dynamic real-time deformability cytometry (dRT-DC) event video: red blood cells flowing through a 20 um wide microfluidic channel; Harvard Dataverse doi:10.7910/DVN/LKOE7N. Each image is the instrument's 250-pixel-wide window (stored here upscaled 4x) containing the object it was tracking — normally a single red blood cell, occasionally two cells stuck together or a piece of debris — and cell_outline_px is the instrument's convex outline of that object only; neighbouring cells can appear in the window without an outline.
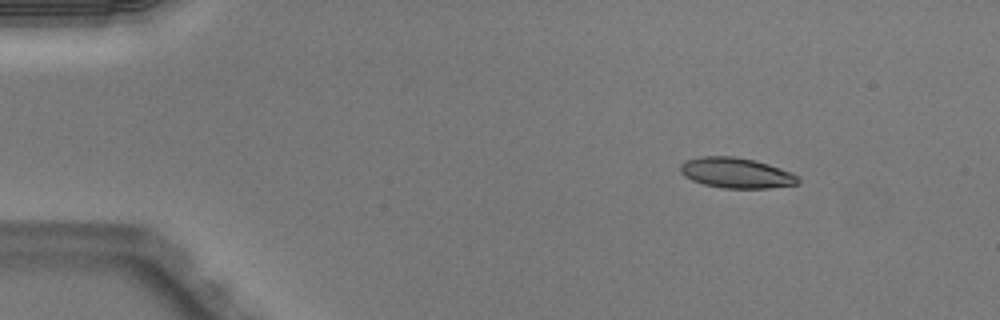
{"species": "Egyptian fruit bat (a non-hibernating species)", "species_latin": "Rousettus aegyptiacus", "temperature_condition": "warm", "stored_images_in_passage": 49, "camera_frame_rate_fps": 3000, "um_per_image_px": 0.085, "animal": {"sex": "male"}, "frame": {"image": 1, "passage_image": 6, "time_ms": 1.667, "image_size_px": [1000, 320], "cell_outline_px": [[800, 184], [768, 188], [724, 188], [704, 184], [692, 180], [684, 176], [680, 172], [680, 164], [684, 160], [700, 156], [732, 156], [752, 160], [768, 164], [792, 172], [800, 176]], "centroid_in_image_um": [62.59, 14.7], "position_along_channel_um": 22.4, "area_um2": 20.98}}
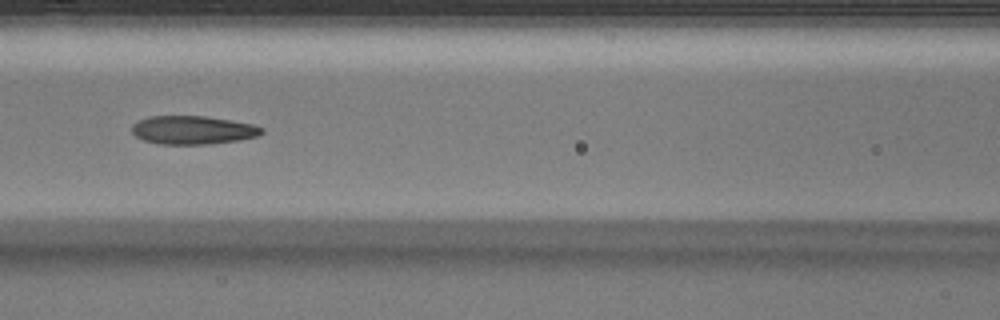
{"frame": {"image": 2, "passage_image": 22, "time_ms": 7.0, "image_size_px": [1000, 320], "cell_outline_px": [[264, 132], [256, 136], [240, 140], [208, 144], [160, 144], [144, 140], [136, 136], [132, 132], [132, 124], [148, 116], [204, 116], [252, 124], [264, 128]], "centroid_in_image_um": [16.38, 11.05], "position_along_channel_um": 150.2, "area_um2": 21.39}}
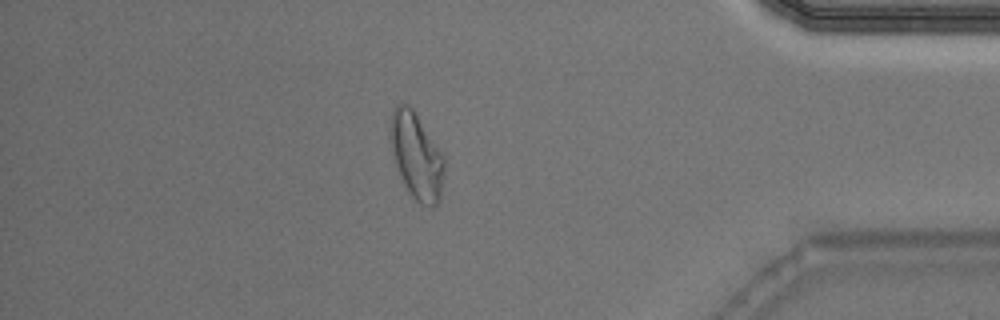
{"frame": {"image": 3, "passage_image": 43, "time_ms": 14.0, "image_size_px": [1000, 320], "cell_outline_px": [[444, 172], [440, 200], [432, 208], [428, 208], [420, 204], [408, 192], [400, 176], [388, 140], [388, 128], [392, 108], [396, 104], [408, 104], [412, 108], [444, 156]], "centroid_in_image_um": [35.36, 13.25], "position_along_channel_um": 399.8, "area_um2": 27.51}, "authors_computed_cell_mechanics": {"area_um2": 21.7328, "velocity_mm_per_s": 4.0351, "shape_relaxation_time_tau1_ms": null, "shape_relaxation_time_tau2_ms": 2.3051, "deformation_change_tau1": null, "deformation_change_tau2": 0.1024}}